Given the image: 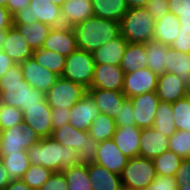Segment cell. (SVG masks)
<instances>
[{
    "label": "cell",
    "instance_id": "1",
    "mask_svg": "<svg viewBox=\"0 0 190 190\" xmlns=\"http://www.w3.org/2000/svg\"><path fill=\"white\" fill-rule=\"evenodd\" d=\"M45 99V93L33 89L23 78L21 64L15 63L0 78V103L8 106L21 108L39 104Z\"/></svg>",
    "mask_w": 190,
    "mask_h": 190
},
{
    "label": "cell",
    "instance_id": "2",
    "mask_svg": "<svg viewBox=\"0 0 190 190\" xmlns=\"http://www.w3.org/2000/svg\"><path fill=\"white\" fill-rule=\"evenodd\" d=\"M31 164L60 172L78 164V150L63 146L52 137L41 138L27 150Z\"/></svg>",
    "mask_w": 190,
    "mask_h": 190
},
{
    "label": "cell",
    "instance_id": "3",
    "mask_svg": "<svg viewBox=\"0 0 190 190\" xmlns=\"http://www.w3.org/2000/svg\"><path fill=\"white\" fill-rule=\"evenodd\" d=\"M77 48L90 53L121 35L120 22L92 16L73 27Z\"/></svg>",
    "mask_w": 190,
    "mask_h": 190
},
{
    "label": "cell",
    "instance_id": "4",
    "mask_svg": "<svg viewBox=\"0 0 190 190\" xmlns=\"http://www.w3.org/2000/svg\"><path fill=\"white\" fill-rule=\"evenodd\" d=\"M155 22L145 7L128 9L120 21L121 35L129 43L145 44L153 40Z\"/></svg>",
    "mask_w": 190,
    "mask_h": 190
},
{
    "label": "cell",
    "instance_id": "5",
    "mask_svg": "<svg viewBox=\"0 0 190 190\" xmlns=\"http://www.w3.org/2000/svg\"><path fill=\"white\" fill-rule=\"evenodd\" d=\"M51 137L63 146H70L78 150V164L94 162L97 154L98 142L86 131L76 129L69 123L52 131Z\"/></svg>",
    "mask_w": 190,
    "mask_h": 190
},
{
    "label": "cell",
    "instance_id": "6",
    "mask_svg": "<svg viewBox=\"0 0 190 190\" xmlns=\"http://www.w3.org/2000/svg\"><path fill=\"white\" fill-rule=\"evenodd\" d=\"M156 176L153 160L136 156L128 159L121 180L124 189L140 190L146 188Z\"/></svg>",
    "mask_w": 190,
    "mask_h": 190
},
{
    "label": "cell",
    "instance_id": "7",
    "mask_svg": "<svg viewBox=\"0 0 190 190\" xmlns=\"http://www.w3.org/2000/svg\"><path fill=\"white\" fill-rule=\"evenodd\" d=\"M94 68L95 61L92 53L77 48L66 57L61 77L89 89L94 76Z\"/></svg>",
    "mask_w": 190,
    "mask_h": 190
},
{
    "label": "cell",
    "instance_id": "8",
    "mask_svg": "<svg viewBox=\"0 0 190 190\" xmlns=\"http://www.w3.org/2000/svg\"><path fill=\"white\" fill-rule=\"evenodd\" d=\"M41 137L24 122L0 131V156L27 151Z\"/></svg>",
    "mask_w": 190,
    "mask_h": 190
},
{
    "label": "cell",
    "instance_id": "9",
    "mask_svg": "<svg viewBox=\"0 0 190 190\" xmlns=\"http://www.w3.org/2000/svg\"><path fill=\"white\" fill-rule=\"evenodd\" d=\"M87 93L88 89L86 87L60 76L47 91L45 98L53 109H70Z\"/></svg>",
    "mask_w": 190,
    "mask_h": 190
},
{
    "label": "cell",
    "instance_id": "10",
    "mask_svg": "<svg viewBox=\"0 0 190 190\" xmlns=\"http://www.w3.org/2000/svg\"><path fill=\"white\" fill-rule=\"evenodd\" d=\"M158 75L148 67L140 68L133 73H126L122 92L126 98H131L146 92H155Z\"/></svg>",
    "mask_w": 190,
    "mask_h": 190
},
{
    "label": "cell",
    "instance_id": "11",
    "mask_svg": "<svg viewBox=\"0 0 190 190\" xmlns=\"http://www.w3.org/2000/svg\"><path fill=\"white\" fill-rule=\"evenodd\" d=\"M129 99L133 107L135 125L141 129L153 127L160 102L156 92H146Z\"/></svg>",
    "mask_w": 190,
    "mask_h": 190
},
{
    "label": "cell",
    "instance_id": "12",
    "mask_svg": "<svg viewBox=\"0 0 190 190\" xmlns=\"http://www.w3.org/2000/svg\"><path fill=\"white\" fill-rule=\"evenodd\" d=\"M51 112L52 108L45 98L39 104L26 107V110L23 111V122L41 138L51 137L53 131Z\"/></svg>",
    "mask_w": 190,
    "mask_h": 190
},
{
    "label": "cell",
    "instance_id": "13",
    "mask_svg": "<svg viewBox=\"0 0 190 190\" xmlns=\"http://www.w3.org/2000/svg\"><path fill=\"white\" fill-rule=\"evenodd\" d=\"M20 64L23 78L32 86L33 89L44 92L45 94L60 77L56 73L39 65L35 62L33 57L28 58Z\"/></svg>",
    "mask_w": 190,
    "mask_h": 190
},
{
    "label": "cell",
    "instance_id": "14",
    "mask_svg": "<svg viewBox=\"0 0 190 190\" xmlns=\"http://www.w3.org/2000/svg\"><path fill=\"white\" fill-rule=\"evenodd\" d=\"M42 48L68 57L77 49L73 28L66 25L51 28Z\"/></svg>",
    "mask_w": 190,
    "mask_h": 190
},
{
    "label": "cell",
    "instance_id": "15",
    "mask_svg": "<svg viewBox=\"0 0 190 190\" xmlns=\"http://www.w3.org/2000/svg\"><path fill=\"white\" fill-rule=\"evenodd\" d=\"M125 73L118 65L95 64L94 76L89 89L122 92Z\"/></svg>",
    "mask_w": 190,
    "mask_h": 190
},
{
    "label": "cell",
    "instance_id": "16",
    "mask_svg": "<svg viewBox=\"0 0 190 190\" xmlns=\"http://www.w3.org/2000/svg\"><path fill=\"white\" fill-rule=\"evenodd\" d=\"M128 159L129 158L118 149L114 140L108 139L98 143L94 162L111 172L121 175L123 169L127 165Z\"/></svg>",
    "mask_w": 190,
    "mask_h": 190
},
{
    "label": "cell",
    "instance_id": "17",
    "mask_svg": "<svg viewBox=\"0 0 190 190\" xmlns=\"http://www.w3.org/2000/svg\"><path fill=\"white\" fill-rule=\"evenodd\" d=\"M100 114L94 100L87 93L80 101L70 108L68 123L76 129L88 132L92 122Z\"/></svg>",
    "mask_w": 190,
    "mask_h": 190
},
{
    "label": "cell",
    "instance_id": "18",
    "mask_svg": "<svg viewBox=\"0 0 190 190\" xmlns=\"http://www.w3.org/2000/svg\"><path fill=\"white\" fill-rule=\"evenodd\" d=\"M155 92L160 101L172 104L188 95V85L176 74L165 72L159 75Z\"/></svg>",
    "mask_w": 190,
    "mask_h": 190
},
{
    "label": "cell",
    "instance_id": "19",
    "mask_svg": "<svg viewBox=\"0 0 190 190\" xmlns=\"http://www.w3.org/2000/svg\"><path fill=\"white\" fill-rule=\"evenodd\" d=\"M169 150V138L154 127L143 128L141 132L139 156L154 159Z\"/></svg>",
    "mask_w": 190,
    "mask_h": 190
},
{
    "label": "cell",
    "instance_id": "20",
    "mask_svg": "<svg viewBox=\"0 0 190 190\" xmlns=\"http://www.w3.org/2000/svg\"><path fill=\"white\" fill-rule=\"evenodd\" d=\"M141 132L136 125L116 126L112 139L126 157L133 158L139 156Z\"/></svg>",
    "mask_w": 190,
    "mask_h": 190
},
{
    "label": "cell",
    "instance_id": "21",
    "mask_svg": "<svg viewBox=\"0 0 190 190\" xmlns=\"http://www.w3.org/2000/svg\"><path fill=\"white\" fill-rule=\"evenodd\" d=\"M60 8L63 25L69 27L94 16L92 0H66Z\"/></svg>",
    "mask_w": 190,
    "mask_h": 190
},
{
    "label": "cell",
    "instance_id": "22",
    "mask_svg": "<svg viewBox=\"0 0 190 190\" xmlns=\"http://www.w3.org/2000/svg\"><path fill=\"white\" fill-rule=\"evenodd\" d=\"M1 50L15 63H22L33 55V50L28 42L24 40L14 26L6 30V38Z\"/></svg>",
    "mask_w": 190,
    "mask_h": 190
},
{
    "label": "cell",
    "instance_id": "23",
    "mask_svg": "<svg viewBox=\"0 0 190 190\" xmlns=\"http://www.w3.org/2000/svg\"><path fill=\"white\" fill-rule=\"evenodd\" d=\"M88 176L93 190H122L121 175L92 162L87 164Z\"/></svg>",
    "mask_w": 190,
    "mask_h": 190
},
{
    "label": "cell",
    "instance_id": "24",
    "mask_svg": "<svg viewBox=\"0 0 190 190\" xmlns=\"http://www.w3.org/2000/svg\"><path fill=\"white\" fill-rule=\"evenodd\" d=\"M88 94L96 103L100 113L108 115L114 120L120 110V105L126 99L123 92L114 90L88 89Z\"/></svg>",
    "mask_w": 190,
    "mask_h": 190
},
{
    "label": "cell",
    "instance_id": "25",
    "mask_svg": "<svg viewBox=\"0 0 190 190\" xmlns=\"http://www.w3.org/2000/svg\"><path fill=\"white\" fill-rule=\"evenodd\" d=\"M127 44L128 41L122 35L104 44L92 53L95 64L120 66Z\"/></svg>",
    "mask_w": 190,
    "mask_h": 190
},
{
    "label": "cell",
    "instance_id": "26",
    "mask_svg": "<svg viewBox=\"0 0 190 190\" xmlns=\"http://www.w3.org/2000/svg\"><path fill=\"white\" fill-rule=\"evenodd\" d=\"M29 8H31L33 19L52 28L63 26L60 6L53 4L50 0H30Z\"/></svg>",
    "mask_w": 190,
    "mask_h": 190
},
{
    "label": "cell",
    "instance_id": "27",
    "mask_svg": "<svg viewBox=\"0 0 190 190\" xmlns=\"http://www.w3.org/2000/svg\"><path fill=\"white\" fill-rule=\"evenodd\" d=\"M180 26L178 17L167 12L161 20L155 22L153 40L171 46L179 34Z\"/></svg>",
    "mask_w": 190,
    "mask_h": 190
},
{
    "label": "cell",
    "instance_id": "28",
    "mask_svg": "<svg viewBox=\"0 0 190 190\" xmlns=\"http://www.w3.org/2000/svg\"><path fill=\"white\" fill-rule=\"evenodd\" d=\"M165 72L176 74L188 85L190 82V53H182L168 46Z\"/></svg>",
    "mask_w": 190,
    "mask_h": 190
},
{
    "label": "cell",
    "instance_id": "29",
    "mask_svg": "<svg viewBox=\"0 0 190 190\" xmlns=\"http://www.w3.org/2000/svg\"><path fill=\"white\" fill-rule=\"evenodd\" d=\"M13 26L22 35L24 40L28 42L33 51L42 48L43 42L48 37V34L52 28L49 25L39 21L32 22L31 24Z\"/></svg>",
    "mask_w": 190,
    "mask_h": 190
},
{
    "label": "cell",
    "instance_id": "30",
    "mask_svg": "<svg viewBox=\"0 0 190 190\" xmlns=\"http://www.w3.org/2000/svg\"><path fill=\"white\" fill-rule=\"evenodd\" d=\"M94 16L120 22L128 11L125 0H92Z\"/></svg>",
    "mask_w": 190,
    "mask_h": 190
},
{
    "label": "cell",
    "instance_id": "31",
    "mask_svg": "<svg viewBox=\"0 0 190 190\" xmlns=\"http://www.w3.org/2000/svg\"><path fill=\"white\" fill-rule=\"evenodd\" d=\"M146 57L145 44L128 42L120 65L121 69L126 74L147 67Z\"/></svg>",
    "mask_w": 190,
    "mask_h": 190
},
{
    "label": "cell",
    "instance_id": "32",
    "mask_svg": "<svg viewBox=\"0 0 190 190\" xmlns=\"http://www.w3.org/2000/svg\"><path fill=\"white\" fill-rule=\"evenodd\" d=\"M0 158L3 161L8 178L11 181L21 179L31 166L27 151L10 153L5 156H0Z\"/></svg>",
    "mask_w": 190,
    "mask_h": 190
},
{
    "label": "cell",
    "instance_id": "33",
    "mask_svg": "<svg viewBox=\"0 0 190 190\" xmlns=\"http://www.w3.org/2000/svg\"><path fill=\"white\" fill-rule=\"evenodd\" d=\"M167 48L154 40L145 43L147 67L158 76L165 73Z\"/></svg>",
    "mask_w": 190,
    "mask_h": 190
},
{
    "label": "cell",
    "instance_id": "34",
    "mask_svg": "<svg viewBox=\"0 0 190 190\" xmlns=\"http://www.w3.org/2000/svg\"><path fill=\"white\" fill-rule=\"evenodd\" d=\"M172 114V104L160 101L157 106L153 127L168 138L177 131Z\"/></svg>",
    "mask_w": 190,
    "mask_h": 190
},
{
    "label": "cell",
    "instance_id": "35",
    "mask_svg": "<svg viewBox=\"0 0 190 190\" xmlns=\"http://www.w3.org/2000/svg\"><path fill=\"white\" fill-rule=\"evenodd\" d=\"M116 123L115 120L108 115L98 114L92 122L88 134L96 141L102 142L112 139L115 134Z\"/></svg>",
    "mask_w": 190,
    "mask_h": 190
},
{
    "label": "cell",
    "instance_id": "36",
    "mask_svg": "<svg viewBox=\"0 0 190 190\" xmlns=\"http://www.w3.org/2000/svg\"><path fill=\"white\" fill-rule=\"evenodd\" d=\"M35 62H37L42 67L56 73L61 76L66 62V57L47 49H38L33 51L32 55Z\"/></svg>",
    "mask_w": 190,
    "mask_h": 190
},
{
    "label": "cell",
    "instance_id": "37",
    "mask_svg": "<svg viewBox=\"0 0 190 190\" xmlns=\"http://www.w3.org/2000/svg\"><path fill=\"white\" fill-rule=\"evenodd\" d=\"M66 176L68 190H93L86 164H79L62 171Z\"/></svg>",
    "mask_w": 190,
    "mask_h": 190
},
{
    "label": "cell",
    "instance_id": "38",
    "mask_svg": "<svg viewBox=\"0 0 190 190\" xmlns=\"http://www.w3.org/2000/svg\"><path fill=\"white\" fill-rule=\"evenodd\" d=\"M183 159L172 151H166L153 159L156 174L160 176H173L175 177L176 172Z\"/></svg>",
    "mask_w": 190,
    "mask_h": 190
},
{
    "label": "cell",
    "instance_id": "39",
    "mask_svg": "<svg viewBox=\"0 0 190 190\" xmlns=\"http://www.w3.org/2000/svg\"><path fill=\"white\" fill-rule=\"evenodd\" d=\"M172 110L176 129L190 131V95L172 103Z\"/></svg>",
    "mask_w": 190,
    "mask_h": 190
},
{
    "label": "cell",
    "instance_id": "40",
    "mask_svg": "<svg viewBox=\"0 0 190 190\" xmlns=\"http://www.w3.org/2000/svg\"><path fill=\"white\" fill-rule=\"evenodd\" d=\"M169 151L174 152L183 160L190 159V131L177 130L169 138Z\"/></svg>",
    "mask_w": 190,
    "mask_h": 190
},
{
    "label": "cell",
    "instance_id": "41",
    "mask_svg": "<svg viewBox=\"0 0 190 190\" xmlns=\"http://www.w3.org/2000/svg\"><path fill=\"white\" fill-rule=\"evenodd\" d=\"M53 172L40 165H33L24 173L21 178L31 189H40L44 182Z\"/></svg>",
    "mask_w": 190,
    "mask_h": 190
},
{
    "label": "cell",
    "instance_id": "42",
    "mask_svg": "<svg viewBox=\"0 0 190 190\" xmlns=\"http://www.w3.org/2000/svg\"><path fill=\"white\" fill-rule=\"evenodd\" d=\"M23 122L21 108L0 103V131L10 129Z\"/></svg>",
    "mask_w": 190,
    "mask_h": 190
},
{
    "label": "cell",
    "instance_id": "43",
    "mask_svg": "<svg viewBox=\"0 0 190 190\" xmlns=\"http://www.w3.org/2000/svg\"><path fill=\"white\" fill-rule=\"evenodd\" d=\"M118 111L115 118L116 126L135 125L133 107L129 98L123 101Z\"/></svg>",
    "mask_w": 190,
    "mask_h": 190
},
{
    "label": "cell",
    "instance_id": "44",
    "mask_svg": "<svg viewBox=\"0 0 190 190\" xmlns=\"http://www.w3.org/2000/svg\"><path fill=\"white\" fill-rule=\"evenodd\" d=\"M178 187L175 177L157 175L146 188L140 190H177Z\"/></svg>",
    "mask_w": 190,
    "mask_h": 190
},
{
    "label": "cell",
    "instance_id": "45",
    "mask_svg": "<svg viewBox=\"0 0 190 190\" xmlns=\"http://www.w3.org/2000/svg\"><path fill=\"white\" fill-rule=\"evenodd\" d=\"M145 8L155 21L161 20L170 11L168 0H147Z\"/></svg>",
    "mask_w": 190,
    "mask_h": 190
},
{
    "label": "cell",
    "instance_id": "46",
    "mask_svg": "<svg viewBox=\"0 0 190 190\" xmlns=\"http://www.w3.org/2000/svg\"><path fill=\"white\" fill-rule=\"evenodd\" d=\"M40 190H68L66 176L62 171L53 172L41 186Z\"/></svg>",
    "mask_w": 190,
    "mask_h": 190
},
{
    "label": "cell",
    "instance_id": "47",
    "mask_svg": "<svg viewBox=\"0 0 190 190\" xmlns=\"http://www.w3.org/2000/svg\"><path fill=\"white\" fill-rule=\"evenodd\" d=\"M171 47L182 53H190V27H180L179 34Z\"/></svg>",
    "mask_w": 190,
    "mask_h": 190
},
{
    "label": "cell",
    "instance_id": "48",
    "mask_svg": "<svg viewBox=\"0 0 190 190\" xmlns=\"http://www.w3.org/2000/svg\"><path fill=\"white\" fill-rule=\"evenodd\" d=\"M175 179L178 186L190 185V159H184L181 161Z\"/></svg>",
    "mask_w": 190,
    "mask_h": 190
},
{
    "label": "cell",
    "instance_id": "49",
    "mask_svg": "<svg viewBox=\"0 0 190 190\" xmlns=\"http://www.w3.org/2000/svg\"><path fill=\"white\" fill-rule=\"evenodd\" d=\"M169 10L178 16H190V0H168Z\"/></svg>",
    "mask_w": 190,
    "mask_h": 190
},
{
    "label": "cell",
    "instance_id": "50",
    "mask_svg": "<svg viewBox=\"0 0 190 190\" xmlns=\"http://www.w3.org/2000/svg\"><path fill=\"white\" fill-rule=\"evenodd\" d=\"M69 112L70 109H53L51 112V122L53 130L59 127H62L69 121Z\"/></svg>",
    "mask_w": 190,
    "mask_h": 190
},
{
    "label": "cell",
    "instance_id": "51",
    "mask_svg": "<svg viewBox=\"0 0 190 190\" xmlns=\"http://www.w3.org/2000/svg\"><path fill=\"white\" fill-rule=\"evenodd\" d=\"M36 21L37 19H33L31 8H29V6L22 8L13 15V25L31 24L32 22Z\"/></svg>",
    "mask_w": 190,
    "mask_h": 190
},
{
    "label": "cell",
    "instance_id": "52",
    "mask_svg": "<svg viewBox=\"0 0 190 190\" xmlns=\"http://www.w3.org/2000/svg\"><path fill=\"white\" fill-rule=\"evenodd\" d=\"M13 26V16L9 10L0 6V31L8 30Z\"/></svg>",
    "mask_w": 190,
    "mask_h": 190
},
{
    "label": "cell",
    "instance_id": "53",
    "mask_svg": "<svg viewBox=\"0 0 190 190\" xmlns=\"http://www.w3.org/2000/svg\"><path fill=\"white\" fill-rule=\"evenodd\" d=\"M30 0H8L6 8L12 16L22 8L29 6Z\"/></svg>",
    "mask_w": 190,
    "mask_h": 190
},
{
    "label": "cell",
    "instance_id": "54",
    "mask_svg": "<svg viewBox=\"0 0 190 190\" xmlns=\"http://www.w3.org/2000/svg\"><path fill=\"white\" fill-rule=\"evenodd\" d=\"M15 64L13 60L0 50V78Z\"/></svg>",
    "mask_w": 190,
    "mask_h": 190
},
{
    "label": "cell",
    "instance_id": "55",
    "mask_svg": "<svg viewBox=\"0 0 190 190\" xmlns=\"http://www.w3.org/2000/svg\"><path fill=\"white\" fill-rule=\"evenodd\" d=\"M4 190H31V188L22 179H18L10 181Z\"/></svg>",
    "mask_w": 190,
    "mask_h": 190
},
{
    "label": "cell",
    "instance_id": "56",
    "mask_svg": "<svg viewBox=\"0 0 190 190\" xmlns=\"http://www.w3.org/2000/svg\"><path fill=\"white\" fill-rule=\"evenodd\" d=\"M10 181L11 180L8 178V174L5 171L3 161L0 158V190H4Z\"/></svg>",
    "mask_w": 190,
    "mask_h": 190
},
{
    "label": "cell",
    "instance_id": "57",
    "mask_svg": "<svg viewBox=\"0 0 190 190\" xmlns=\"http://www.w3.org/2000/svg\"><path fill=\"white\" fill-rule=\"evenodd\" d=\"M125 1L129 9L145 7L146 2H147V0H125Z\"/></svg>",
    "mask_w": 190,
    "mask_h": 190
},
{
    "label": "cell",
    "instance_id": "58",
    "mask_svg": "<svg viewBox=\"0 0 190 190\" xmlns=\"http://www.w3.org/2000/svg\"><path fill=\"white\" fill-rule=\"evenodd\" d=\"M180 27H190V16H178Z\"/></svg>",
    "mask_w": 190,
    "mask_h": 190
},
{
    "label": "cell",
    "instance_id": "59",
    "mask_svg": "<svg viewBox=\"0 0 190 190\" xmlns=\"http://www.w3.org/2000/svg\"><path fill=\"white\" fill-rule=\"evenodd\" d=\"M5 38H6V30L0 31V50L2 49Z\"/></svg>",
    "mask_w": 190,
    "mask_h": 190
},
{
    "label": "cell",
    "instance_id": "60",
    "mask_svg": "<svg viewBox=\"0 0 190 190\" xmlns=\"http://www.w3.org/2000/svg\"><path fill=\"white\" fill-rule=\"evenodd\" d=\"M53 4H56L58 6H61L63 3L66 2V0H50Z\"/></svg>",
    "mask_w": 190,
    "mask_h": 190
},
{
    "label": "cell",
    "instance_id": "61",
    "mask_svg": "<svg viewBox=\"0 0 190 190\" xmlns=\"http://www.w3.org/2000/svg\"><path fill=\"white\" fill-rule=\"evenodd\" d=\"M177 190H190V185L179 186Z\"/></svg>",
    "mask_w": 190,
    "mask_h": 190
},
{
    "label": "cell",
    "instance_id": "62",
    "mask_svg": "<svg viewBox=\"0 0 190 190\" xmlns=\"http://www.w3.org/2000/svg\"><path fill=\"white\" fill-rule=\"evenodd\" d=\"M8 0H0V6L5 7L7 6Z\"/></svg>",
    "mask_w": 190,
    "mask_h": 190
},
{
    "label": "cell",
    "instance_id": "63",
    "mask_svg": "<svg viewBox=\"0 0 190 190\" xmlns=\"http://www.w3.org/2000/svg\"><path fill=\"white\" fill-rule=\"evenodd\" d=\"M188 95H190V82L188 83Z\"/></svg>",
    "mask_w": 190,
    "mask_h": 190
}]
</instances>
